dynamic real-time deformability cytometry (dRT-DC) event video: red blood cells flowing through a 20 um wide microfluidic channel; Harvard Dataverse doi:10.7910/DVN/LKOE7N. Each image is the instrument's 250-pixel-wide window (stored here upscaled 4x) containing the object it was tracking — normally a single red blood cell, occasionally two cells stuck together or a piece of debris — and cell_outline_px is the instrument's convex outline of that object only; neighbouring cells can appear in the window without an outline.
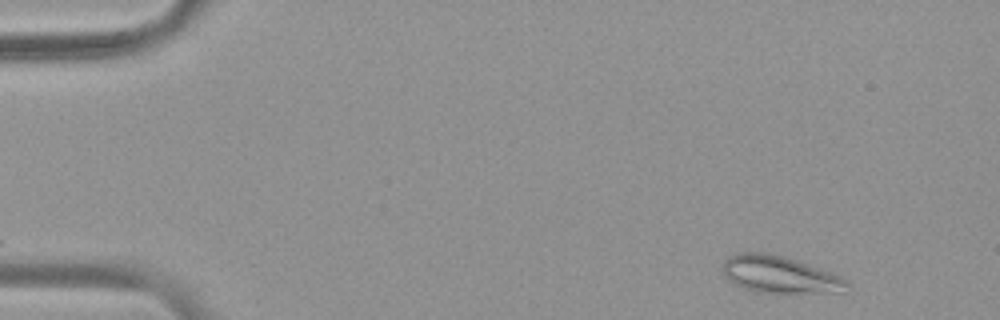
{"species": "common noctule bat (a hibernating species)", "species_latin": "Nyctalus noctula", "temperature_condition": "warm", "stored_images_in_passage": 52, "camera_frame_rate_fps": 3000, "um_per_image_px": 0.085, "animal": {"sex": "female", "body_mass_g": 19.9}, "frame": {"image": 1, "passage_image": 3, "time_ms": 0.667, "image_size_px": [1000, 320], "cell_outline_px": [[848, 284], [840, 292], [776, 296], [756, 292], [732, 284], [724, 276], [720, 268], [724, 260], [728, 256], [740, 252], [768, 252], [784, 256], [832, 272], [848, 280]], "centroid_in_image_um": [66.23, 23.38], "position_along_channel_um": 18.8, "area_um2": 28.15}}
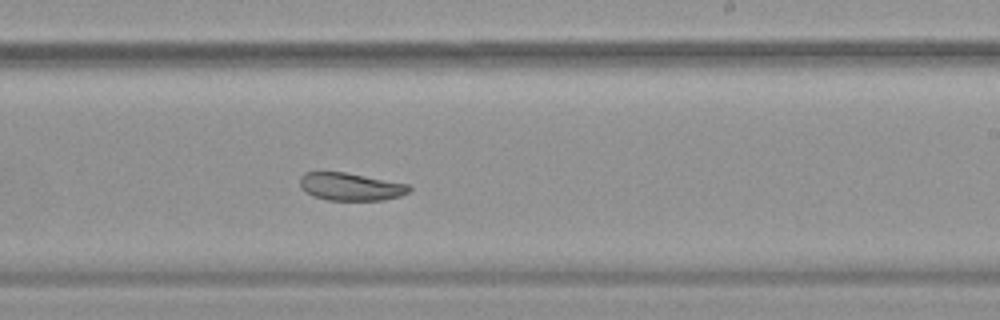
{"frame": {"image": 2, "passage_image": 31, "time_ms": 10.0, "image_size_px": [1000, 320], "cell_outline_px": [[412, 188], [408, 192], [400, 196], [384, 200], [328, 200], [312, 196], [304, 192], [300, 188], [300, 176], [304, 172], [344, 172], [408, 184]], "centroid_in_image_um": [29.76, 15.87], "position_along_channel_um": 259.2, "area_um2": 17.69}}
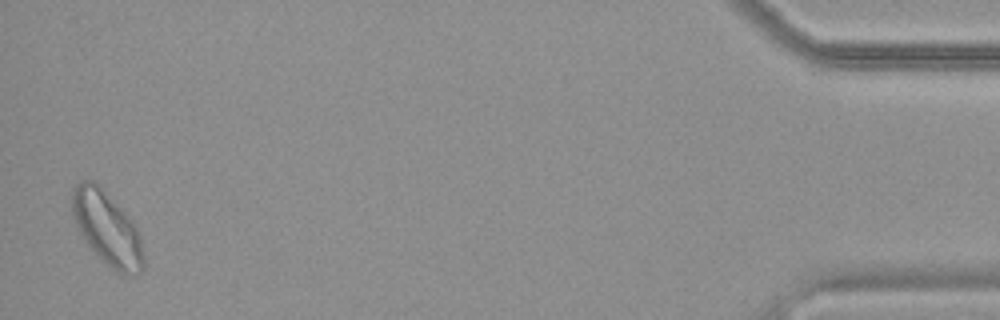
{"frame": {"image": 3, "passage_image": 51, "time_ms": 16.667, "image_size_px": [1000, 320], "cell_outline_px": [[144, 268], [140, 272], [128, 276], [124, 276], [116, 272], [96, 256], [80, 236], [72, 212], [72, 188], [80, 180], [92, 180], [100, 184], [104, 188], [128, 216], [140, 232], [144, 256]], "centroid_in_image_um": [9.1, 19.42], "position_along_channel_um": 426.1, "area_um2": 31.27}, "authors_computed_cell_mechanics": {"area_um2": 23.698, "velocity_mm_per_s": 3.7288, "shape_relaxation_time_tau1_ms": null, "shape_relaxation_time_tau2_ms": 6.8289, "deformation_change_tau1": null, "deformation_change_tau2": 0.0751}}